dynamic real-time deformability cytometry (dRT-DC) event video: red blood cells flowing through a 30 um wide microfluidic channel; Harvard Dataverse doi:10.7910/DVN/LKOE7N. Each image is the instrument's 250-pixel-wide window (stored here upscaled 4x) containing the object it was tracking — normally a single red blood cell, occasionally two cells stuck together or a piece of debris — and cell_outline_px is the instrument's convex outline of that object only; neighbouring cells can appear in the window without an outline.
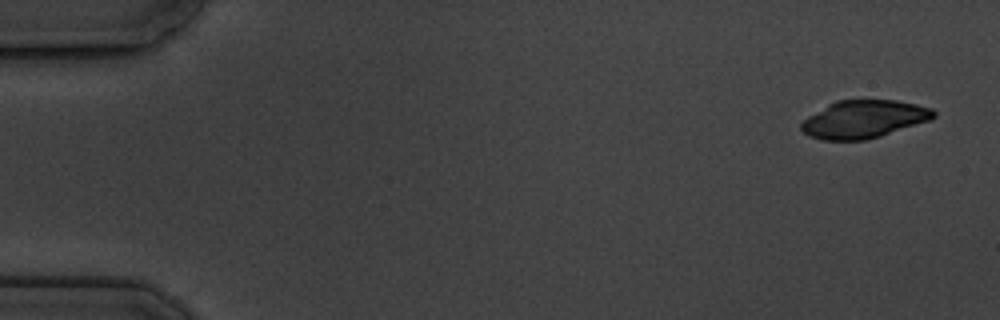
{"species": "common noctule bat (a hibernating species)", "species_latin": "Nyctalus noctula", "temperature_condition": "cold", "stored_images_in_passage": 5, "camera_frame_rate_fps": 3000, "um_per_image_px": 0.085, "animal": {"sex": "male", "body_mass_g": 19.5, "forearm_length_mm": 54.6}, "frame": {"image": 1, "passage_image": 1, "time_ms": 0.0, "image_size_px": [1000, 320], "cell_outline_px": [[936, 116], [932, 120], [880, 136], [864, 140], [820, 140], [808, 136], [800, 128], [800, 124], [808, 116], [828, 104], [836, 100], [896, 100], [916, 104], [932, 108], [936, 112]], "centroid_in_image_um": [73.44, 10.13], "position_along_channel_um": 11.6, "area_um2": 29.3}}